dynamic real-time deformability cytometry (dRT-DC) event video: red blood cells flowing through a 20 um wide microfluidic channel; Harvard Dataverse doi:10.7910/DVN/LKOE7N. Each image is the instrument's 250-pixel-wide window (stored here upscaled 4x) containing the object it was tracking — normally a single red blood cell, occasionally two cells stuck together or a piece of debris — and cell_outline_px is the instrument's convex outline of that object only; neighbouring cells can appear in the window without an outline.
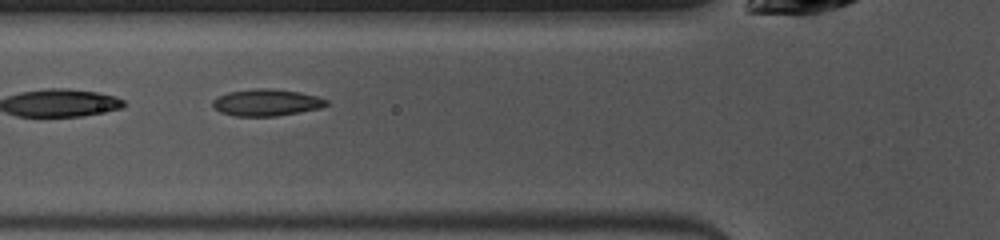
{"species": "common noctule bat (a hibernating species)", "species_latin": "Nyctalus noctula", "temperature_condition": "warm", "stored_images_in_passage": 25, "camera_frame_rate_fps": 3000, "um_per_image_px": 0.085, "animal": {"sex": "female", "body_mass_g": 10.0, "forearm_length_mm": 53.1}, "frame": {"image": 1, "passage_image": 8, "time_ms": 2.333, "image_size_px": [1000, 240], "cell_outline_px": [[328, 104], [320, 108], [300, 112], [276, 116], [236, 116], [220, 112], [212, 104], [212, 100], [228, 92], [256, 88], [272, 88], [300, 92], [316, 96], [328, 100]], "centroid_in_image_um": [22.67, 8.71], "position_along_channel_um": 103.1, "area_um2": 17.69}}